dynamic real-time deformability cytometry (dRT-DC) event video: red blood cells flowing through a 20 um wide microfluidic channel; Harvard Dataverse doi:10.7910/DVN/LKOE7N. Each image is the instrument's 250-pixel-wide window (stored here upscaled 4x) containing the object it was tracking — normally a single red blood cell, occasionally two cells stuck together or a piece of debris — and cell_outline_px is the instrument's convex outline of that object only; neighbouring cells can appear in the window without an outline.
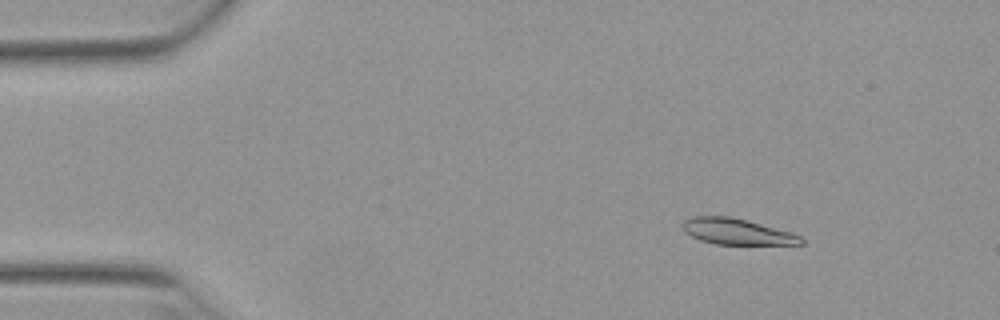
{"species": "Egyptian fruit bat (a non-hibernating species)", "species_latin": "Rousettus aegyptiacus", "temperature_condition": "warm", "stored_images_in_passage": 52, "camera_frame_rate_fps": 3000, "um_per_image_px": 0.085, "animal": {"sex": "female"}, "frame": {"image": 1, "passage_image": 7, "time_ms": 2.0, "image_size_px": [1000, 320], "cell_outline_px": [[804, 244], [716, 244], [700, 240], [684, 232], [680, 224], [684, 220], [692, 216], [728, 216], [792, 232], [800, 236], [804, 240]], "centroid_in_image_um": [62.59, 19.68], "position_along_channel_um": 22.4, "area_um2": 17.8}}
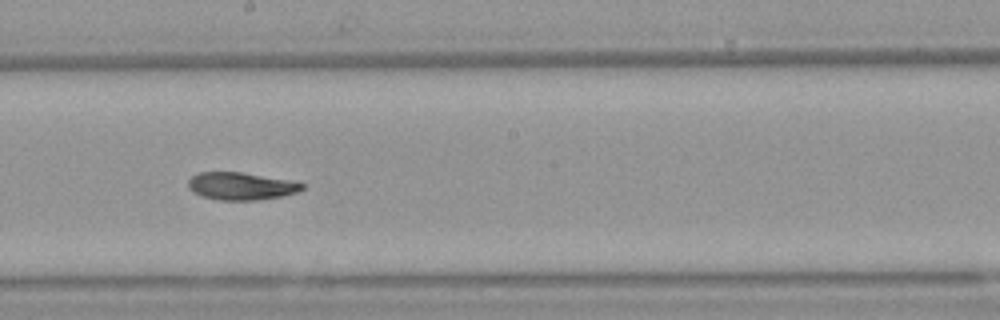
{"frame": {"image": 2, "passage_image": 29, "time_ms": 9.333, "image_size_px": [1000, 320], "cell_outline_px": [[304, 188], [296, 192], [280, 196], [256, 200], [220, 200], [204, 196], [192, 192], [188, 188], [188, 180], [192, 176], [200, 172], [240, 172], [284, 180], [304, 184]], "centroid_in_image_um": [20.41, 15.82], "position_along_channel_um": 227.8, "area_um2": 17.8}}
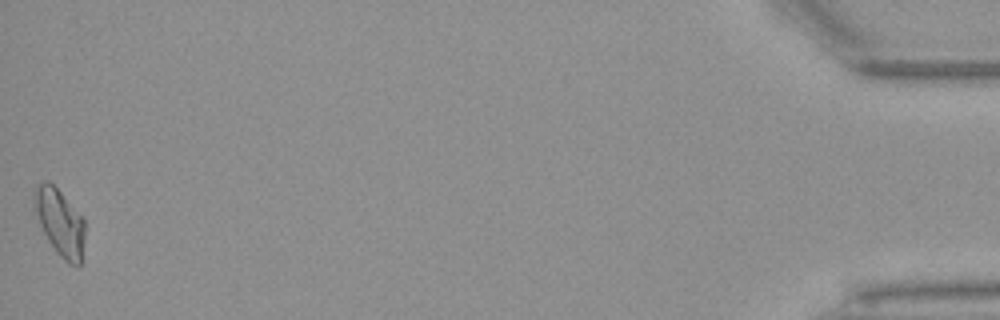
{"frame": {"image": 3, "passage_image": 52, "time_ms": 17.0, "image_size_px": [1000, 320], "cell_outline_px": [[84, 236], [80, 264], [76, 268], [68, 264], [56, 252], [48, 240], [32, 212], [32, 204], [36, 188], [44, 180], [48, 180], [84, 216]], "centroid_in_image_um": [5.07, 18.91], "position_along_channel_um": 430.1, "area_um2": 20.0}, "authors_computed_cell_mechanics": {"area_um2": 18.496, "velocity_mm_per_s": 3.9196, "shape_relaxation_time_tau1_ms": 7.8974, "shape_relaxation_time_tau2_ms": 4.7266, "deformation_change_tau1": 0.2129, "deformation_change_tau2": 0.0995}}